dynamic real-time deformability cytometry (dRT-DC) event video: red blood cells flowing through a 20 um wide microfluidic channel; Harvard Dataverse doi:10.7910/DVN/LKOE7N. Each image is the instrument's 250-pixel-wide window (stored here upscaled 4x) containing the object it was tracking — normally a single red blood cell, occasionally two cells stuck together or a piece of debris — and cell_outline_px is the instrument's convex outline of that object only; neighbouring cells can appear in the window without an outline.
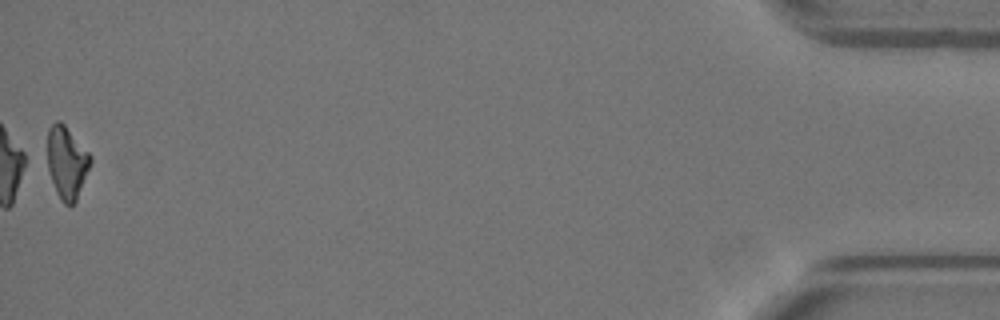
{"species": "Egyptian fruit bat (a non-hibernating species)", "species_latin": "Rousettus aegyptiacus", "temperature_condition": "warm", "stored_images_in_passage": 47, "camera_frame_rate_fps": 3000, "um_per_image_px": 0.085, "animal": {"sex": "female"}, "frame": {"image": 1, "passage_image": 47, "time_ms": 15.333, "image_size_px": [1000, 320], "cell_outline_px": [[92, 164], [76, 200], [72, 204], [64, 204], [60, 200], [56, 192], [48, 168], [48, 128], [56, 120], [60, 120], [64, 124], [92, 156]], "centroid_in_image_um": [5.69, 13.8], "position_along_channel_um": 429.5, "area_um2": 18.09}, "authors_computed_cell_mechanics": {"area_um2": 19.363, "velocity_mm_per_s": 4.0406, "shape_relaxation_time_tau1_ms": 4.756, "shape_relaxation_time_tau2_ms": 4.35, "deformation_change_tau1": 0.2423, "deformation_change_tau2": 0.148}}